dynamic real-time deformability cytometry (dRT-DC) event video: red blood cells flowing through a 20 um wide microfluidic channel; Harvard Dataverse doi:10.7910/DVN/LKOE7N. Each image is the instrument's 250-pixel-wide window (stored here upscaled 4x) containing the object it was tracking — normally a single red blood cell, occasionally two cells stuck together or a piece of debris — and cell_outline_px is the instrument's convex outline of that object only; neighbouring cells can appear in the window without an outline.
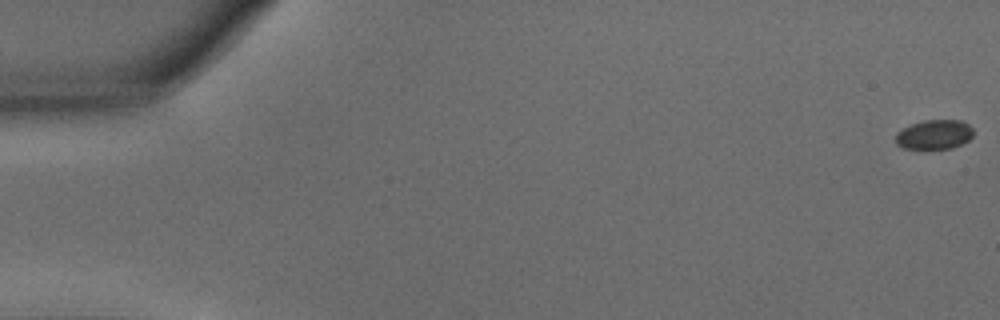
{"species": "common noctule bat (a hibernating species)", "species_latin": "Nyctalus noctula", "temperature_condition": "warm", "stored_images_in_passage": 53, "camera_frame_rate_fps": 3000, "um_per_image_px": 0.085, "animal": {"sex": "male", "body_mass_g": 15.6}, "frame": {"image": 1, "passage_image": 1, "time_ms": 0.0, "image_size_px": [1000, 320], "cell_outline_px": [[972, 136], [968, 140], [952, 148], [904, 148], [896, 144], [896, 132], [912, 124], [924, 120], [960, 120], [968, 124], [972, 128]], "centroid_in_image_um": [79.41, 11.42], "position_along_channel_um": 5.6, "area_um2": 13.12}}
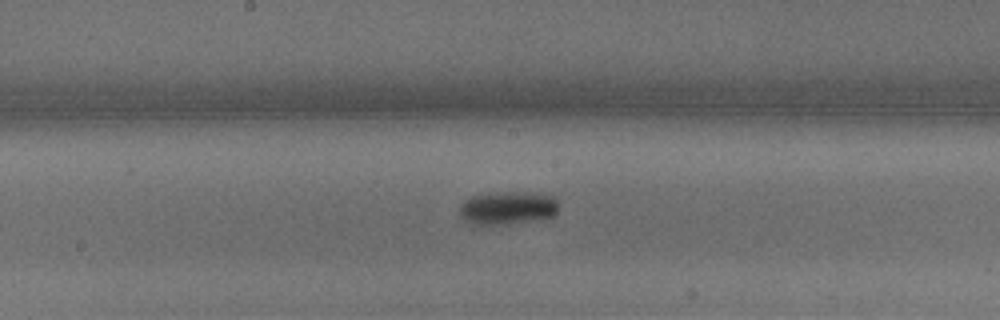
{"frame": {"image": 2, "passage_image": 29, "time_ms": 9.333, "image_size_px": [1000, 320], "cell_outline_px": [[556, 212], [552, 216], [504, 224], [468, 224], [460, 216], [460, 204], [464, 200], [472, 196], [492, 192], [516, 192], [556, 196]], "centroid_in_image_um": [43.06, 17.66], "position_along_channel_um": 205.1, "area_um2": 18.79}}
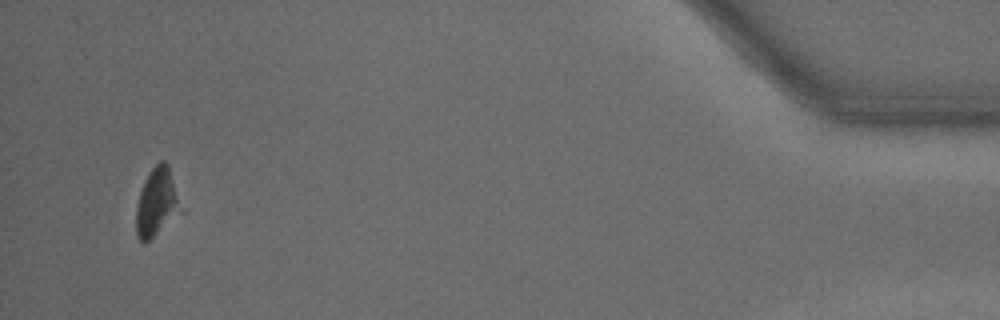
{"frame": {"image": 3, "passage_image": 52, "time_ms": 17.0, "image_size_px": [1000, 320], "cell_outline_px": [[184, 212], [144, 244], [136, 236], [136, 204], [144, 180], [148, 172], [160, 160], [164, 160], [168, 164]], "centroid_in_image_um": [13.34, 17.22], "position_along_channel_um": 421.9, "area_um2": 18.15}}